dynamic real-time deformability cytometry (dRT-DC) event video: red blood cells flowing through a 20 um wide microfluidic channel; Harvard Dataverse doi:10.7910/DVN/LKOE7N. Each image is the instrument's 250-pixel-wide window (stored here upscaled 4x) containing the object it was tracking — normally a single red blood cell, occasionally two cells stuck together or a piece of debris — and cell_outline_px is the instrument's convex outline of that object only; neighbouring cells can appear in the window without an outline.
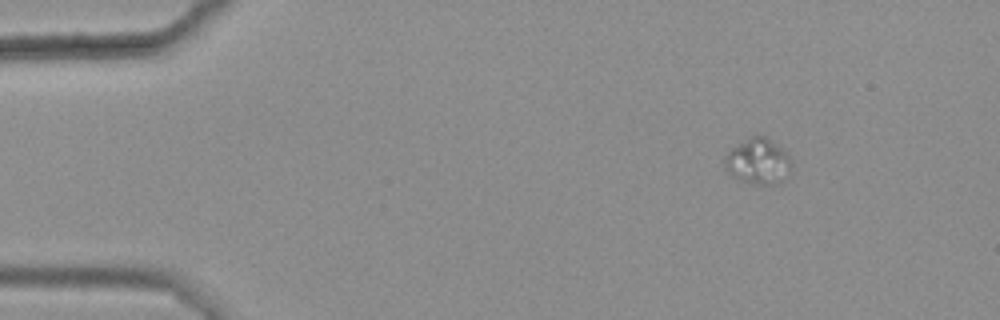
{"species": "common noctule bat (a hibernating species)", "species_latin": "Nyctalus noctula", "temperature_condition": "warm", "stored_images_in_passage": 7, "camera_frame_rate_fps": 3000, "um_per_image_px": 0.085, "animal": {"sex": "female", "body_mass_g": 25.1}, "frame": {"image": 1, "passage_image": 1, "time_ms": 0.0, "image_size_px": [1000, 320], "cell_outline_px": [[792, 168], [784, 180], [780, 184], [756, 184], [736, 180], [728, 172], [724, 164], [724, 156], [732, 148], [752, 136], [764, 136], [784, 148], [792, 164]], "centroid_in_image_um": [64.45, 13.74], "position_along_channel_um": 20.5, "area_um2": 17.92}}